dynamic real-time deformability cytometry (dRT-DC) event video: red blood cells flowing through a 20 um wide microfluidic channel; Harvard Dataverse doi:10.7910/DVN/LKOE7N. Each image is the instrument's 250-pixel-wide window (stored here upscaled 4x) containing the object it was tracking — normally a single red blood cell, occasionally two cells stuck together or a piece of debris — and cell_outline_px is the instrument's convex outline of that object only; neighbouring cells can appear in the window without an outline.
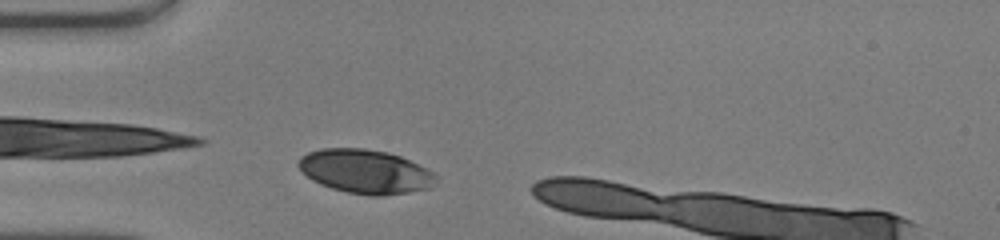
{"species": "human", "species_latin": "Homo sapiens", "temperature_condition": "warm", "stored_images_in_passage": 7, "camera_frame_rate_fps": 3000, "um_per_image_px": 0.085, "donor": {"sex": "male"}, "frame": {"image": 1, "passage_image": 2, "time_ms": 0.333, "image_size_px": [1000, 240], "cell_outline_px": [[440, 176], [428, 188], [408, 192], [380, 196], [368, 196], [348, 192], [332, 188], [320, 184], [312, 180], [296, 164], [300, 156], [308, 152], [320, 148], [364, 148], [388, 152], [400, 156], [436, 172]], "centroid_in_image_um": [31.06, 14.57], "position_along_channel_um": 53.9, "area_um2": 35.37}}
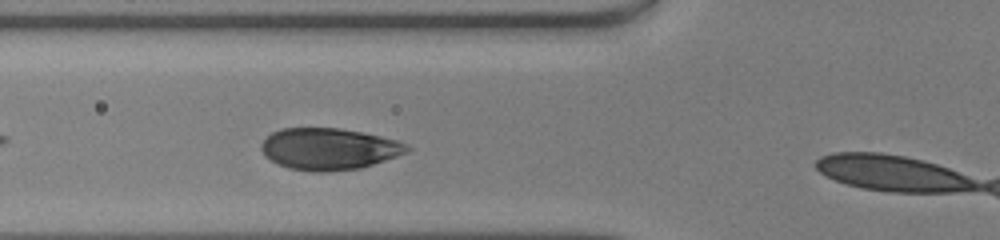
{"frame": {"image": 2, "passage_image": 6, "time_ms": 1.667, "image_size_px": [1000, 240], "cell_outline_px": [[412, 148], [408, 152], [360, 168], [324, 172], [312, 172], [288, 168], [264, 156], [260, 148], [260, 144], [272, 132], [280, 128], [340, 128], [380, 136], [396, 140], [408, 144]], "centroid_in_image_um": [27.94, 12.65], "position_along_channel_um": 97.9, "area_um2": 35.32}}